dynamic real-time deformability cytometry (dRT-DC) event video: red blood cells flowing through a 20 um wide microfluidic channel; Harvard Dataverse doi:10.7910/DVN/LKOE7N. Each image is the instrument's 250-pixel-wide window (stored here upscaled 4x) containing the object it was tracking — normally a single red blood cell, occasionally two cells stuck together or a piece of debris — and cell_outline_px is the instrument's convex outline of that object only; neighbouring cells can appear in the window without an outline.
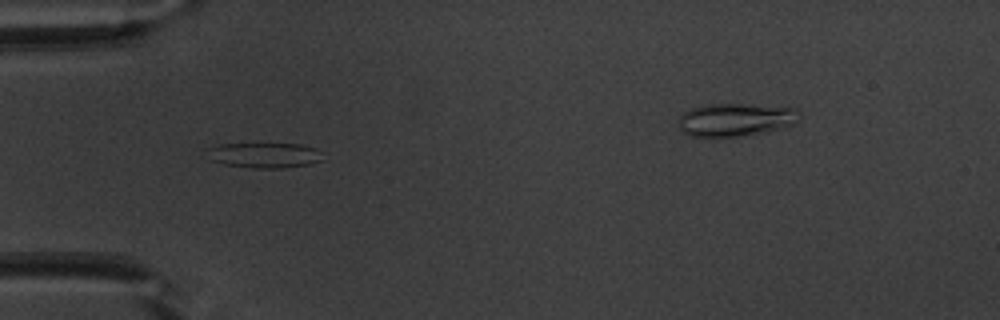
{"species": "common noctule bat (a hibernating species)", "species_latin": "Nyctalus noctula", "temperature_condition": "warm", "stored_images_in_passage": 16, "camera_frame_rate_fps": 3000, "um_per_image_px": 0.085, "animal": {"sex": "male", "body_mass_g": 20.1, "forearm_length_mm": 53.5}, "frame": {"image": 1, "passage_image": 14, "time_ms": 4.333, "image_size_px": [1000, 320], "cell_outline_px": [[324, 160], [308, 164], [284, 168], [252, 168], [224, 164], [212, 160], [204, 148], [220, 144], [300, 144], [316, 148], [324, 152]], "centroid_in_image_um": [22.52, 13.19], "position_along_channel_um": 62.5, "area_um2": 17.22}}